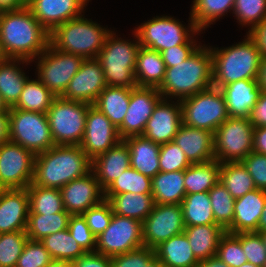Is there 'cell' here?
Returning <instances> with one entry per match:
<instances>
[{
    "label": "cell",
    "instance_id": "1",
    "mask_svg": "<svg viewBox=\"0 0 266 267\" xmlns=\"http://www.w3.org/2000/svg\"><path fill=\"white\" fill-rule=\"evenodd\" d=\"M49 36L27 7L0 11V44L6 58L32 62L48 47Z\"/></svg>",
    "mask_w": 266,
    "mask_h": 267
},
{
    "label": "cell",
    "instance_id": "2",
    "mask_svg": "<svg viewBox=\"0 0 266 267\" xmlns=\"http://www.w3.org/2000/svg\"><path fill=\"white\" fill-rule=\"evenodd\" d=\"M92 160L79 145H54L35 155L32 184L61 189L91 171Z\"/></svg>",
    "mask_w": 266,
    "mask_h": 267
},
{
    "label": "cell",
    "instance_id": "3",
    "mask_svg": "<svg viewBox=\"0 0 266 267\" xmlns=\"http://www.w3.org/2000/svg\"><path fill=\"white\" fill-rule=\"evenodd\" d=\"M213 86L212 54L207 44H201L187 59L166 67L158 88L163 99L182 100Z\"/></svg>",
    "mask_w": 266,
    "mask_h": 267
},
{
    "label": "cell",
    "instance_id": "4",
    "mask_svg": "<svg viewBox=\"0 0 266 267\" xmlns=\"http://www.w3.org/2000/svg\"><path fill=\"white\" fill-rule=\"evenodd\" d=\"M229 47L210 46L212 54L213 87L221 89L229 83L257 79L261 52L248 35Z\"/></svg>",
    "mask_w": 266,
    "mask_h": 267
},
{
    "label": "cell",
    "instance_id": "5",
    "mask_svg": "<svg viewBox=\"0 0 266 267\" xmlns=\"http://www.w3.org/2000/svg\"><path fill=\"white\" fill-rule=\"evenodd\" d=\"M85 14L56 26L49 36V43L62 52L78 55L83 59L96 58L107 36L112 32Z\"/></svg>",
    "mask_w": 266,
    "mask_h": 267
},
{
    "label": "cell",
    "instance_id": "6",
    "mask_svg": "<svg viewBox=\"0 0 266 267\" xmlns=\"http://www.w3.org/2000/svg\"><path fill=\"white\" fill-rule=\"evenodd\" d=\"M135 40L122 39L112 31L106 38L96 59L101 64L107 86L135 88L137 86L134 70L140 43L136 33Z\"/></svg>",
    "mask_w": 266,
    "mask_h": 267
},
{
    "label": "cell",
    "instance_id": "7",
    "mask_svg": "<svg viewBox=\"0 0 266 267\" xmlns=\"http://www.w3.org/2000/svg\"><path fill=\"white\" fill-rule=\"evenodd\" d=\"M136 26L134 32L138 37L140 46L158 52L182 44H202L195 38L202 31L195 27L191 16L188 25L183 24L177 18L162 15L155 16Z\"/></svg>",
    "mask_w": 266,
    "mask_h": 267
},
{
    "label": "cell",
    "instance_id": "8",
    "mask_svg": "<svg viewBox=\"0 0 266 267\" xmlns=\"http://www.w3.org/2000/svg\"><path fill=\"white\" fill-rule=\"evenodd\" d=\"M182 123L215 133L230 116L222 91L210 87L180 100Z\"/></svg>",
    "mask_w": 266,
    "mask_h": 267
},
{
    "label": "cell",
    "instance_id": "9",
    "mask_svg": "<svg viewBox=\"0 0 266 267\" xmlns=\"http://www.w3.org/2000/svg\"><path fill=\"white\" fill-rule=\"evenodd\" d=\"M84 102L56 97L47 111V118L55 145H80L86 125L88 108Z\"/></svg>",
    "mask_w": 266,
    "mask_h": 267
},
{
    "label": "cell",
    "instance_id": "10",
    "mask_svg": "<svg viewBox=\"0 0 266 267\" xmlns=\"http://www.w3.org/2000/svg\"><path fill=\"white\" fill-rule=\"evenodd\" d=\"M9 141L34 155L52 148L54 140L46 113L9 108Z\"/></svg>",
    "mask_w": 266,
    "mask_h": 267
},
{
    "label": "cell",
    "instance_id": "11",
    "mask_svg": "<svg viewBox=\"0 0 266 267\" xmlns=\"http://www.w3.org/2000/svg\"><path fill=\"white\" fill-rule=\"evenodd\" d=\"M254 126L248 118L229 117L214 133L215 160L240 162L253 151Z\"/></svg>",
    "mask_w": 266,
    "mask_h": 267
},
{
    "label": "cell",
    "instance_id": "12",
    "mask_svg": "<svg viewBox=\"0 0 266 267\" xmlns=\"http://www.w3.org/2000/svg\"><path fill=\"white\" fill-rule=\"evenodd\" d=\"M36 60V61H35ZM83 58L56 50L50 43L32 62L36 63V77L56 96L60 97L80 68Z\"/></svg>",
    "mask_w": 266,
    "mask_h": 267
},
{
    "label": "cell",
    "instance_id": "13",
    "mask_svg": "<svg viewBox=\"0 0 266 267\" xmlns=\"http://www.w3.org/2000/svg\"><path fill=\"white\" fill-rule=\"evenodd\" d=\"M143 246L142 222L113 214L109 226L96 237L95 252L112 258Z\"/></svg>",
    "mask_w": 266,
    "mask_h": 267
},
{
    "label": "cell",
    "instance_id": "14",
    "mask_svg": "<svg viewBox=\"0 0 266 267\" xmlns=\"http://www.w3.org/2000/svg\"><path fill=\"white\" fill-rule=\"evenodd\" d=\"M35 155L11 141L0 145V189L27 188L33 179Z\"/></svg>",
    "mask_w": 266,
    "mask_h": 267
},
{
    "label": "cell",
    "instance_id": "15",
    "mask_svg": "<svg viewBox=\"0 0 266 267\" xmlns=\"http://www.w3.org/2000/svg\"><path fill=\"white\" fill-rule=\"evenodd\" d=\"M185 227L180 204H155L142 222L144 247L155 249L162 242L183 233Z\"/></svg>",
    "mask_w": 266,
    "mask_h": 267
},
{
    "label": "cell",
    "instance_id": "16",
    "mask_svg": "<svg viewBox=\"0 0 266 267\" xmlns=\"http://www.w3.org/2000/svg\"><path fill=\"white\" fill-rule=\"evenodd\" d=\"M161 99L158 88L140 86L132 88L127 113L117 128L119 137L123 140L129 136L143 135L146 123Z\"/></svg>",
    "mask_w": 266,
    "mask_h": 267
},
{
    "label": "cell",
    "instance_id": "17",
    "mask_svg": "<svg viewBox=\"0 0 266 267\" xmlns=\"http://www.w3.org/2000/svg\"><path fill=\"white\" fill-rule=\"evenodd\" d=\"M121 140L117 128L111 121L91 105L87 111L84 137L79 145L85 154L93 160L116 146Z\"/></svg>",
    "mask_w": 266,
    "mask_h": 267
},
{
    "label": "cell",
    "instance_id": "18",
    "mask_svg": "<svg viewBox=\"0 0 266 267\" xmlns=\"http://www.w3.org/2000/svg\"><path fill=\"white\" fill-rule=\"evenodd\" d=\"M106 86L99 61L96 58L84 59L61 97L93 105Z\"/></svg>",
    "mask_w": 266,
    "mask_h": 267
},
{
    "label": "cell",
    "instance_id": "19",
    "mask_svg": "<svg viewBox=\"0 0 266 267\" xmlns=\"http://www.w3.org/2000/svg\"><path fill=\"white\" fill-rule=\"evenodd\" d=\"M64 209L70 215H80L104 200V191L93 171L76 178L61 189Z\"/></svg>",
    "mask_w": 266,
    "mask_h": 267
},
{
    "label": "cell",
    "instance_id": "20",
    "mask_svg": "<svg viewBox=\"0 0 266 267\" xmlns=\"http://www.w3.org/2000/svg\"><path fill=\"white\" fill-rule=\"evenodd\" d=\"M182 124L180 100L161 99L146 123L143 135L159 145L173 141Z\"/></svg>",
    "mask_w": 266,
    "mask_h": 267
},
{
    "label": "cell",
    "instance_id": "21",
    "mask_svg": "<svg viewBox=\"0 0 266 267\" xmlns=\"http://www.w3.org/2000/svg\"><path fill=\"white\" fill-rule=\"evenodd\" d=\"M89 1L91 0H29L27 8L51 32L56 26L83 15Z\"/></svg>",
    "mask_w": 266,
    "mask_h": 267
},
{
    "label": "cell",
    "instance_id": "22",
    "mask_svg": "<svg viewBox=\"0 0 266 267\" xmlns=\"http://www.w3.org/2000/svg\"><path fill=\"white\" fill-rule=\"evenodd\" d=\"M28 213L27 188L0 189V233L26 231Z\"/></svg>",
    "mask_w": 266,
    "mask_h": 267
},
{
    "label": "cell",
    "instance_id": "23",
    "mask_svg": "<svg viewBox=\"0 0 266 267\" xmlns=\"http://www.w3.org/2000/svg\"><path fill=\"white\" fill-rule=\"evenodd\" d=\"M173 142L185 153L191 164L215 160L213 153L214 133L208 130L186 126L182 123Z\"/></svg>",
    "mask_w": 266,
    "mask_h": 267
},
{
    "label": "cell",
    "instance_id": "24",
    "mask_svg": "<svg viewBox=\"0 0 266 267\" xmlns=\"http://www.w3.org/2000/svg\"><path fill=\"white\" fill-rule=\"evenodd\" d=\"M265 203L266 191L257 188L235 199L233 222L226 232H256Z\"/></svg>",
    "mask_w": 266,
    "mask_h": 267
},
{
    "label": "cell",
    "instance_id": "25",
    "mask_svg": "<svg viewBox=\"0 0 266 267\" xmlns=\"http://www.w3.org/2000/svg\"><path fill=\"white\" fill-rule=\"evenodd\" d=\"M220 90L224 95L229 116L238 118L249 117L262 92L257 79L238 80Z\"/></svg>",
    "mask_w": 266,
    "mask_h": 267
},
{
    "label": "cell",
    "instance_id": "26",
    "mask_svg": "<svg viewBox=\"0 0 266 267\" xmlns=\"http://www.w3.org/2000/svg\"><path fill=\"white\" fill-rule=\"evenodd\" d=\"M130 167V153L126 143L121 140L116 146L92 160L93 171L104 191L122 172Z\"/></svg>",
    "mask_w": 266,
    "mask_h": 267
},
{
    "label": "cell",
    "instance_id": "27",
    "mask_svg": "<svg viewBox=\"0 0 266 267\" xmlns=\"http://www.w3.org/2000/svg\"><path fill=\"white\" fill-rule=\"evenodd\" d=\"M123 141L129 148L130 167L151 179L160 172L159 144L144 135L129 136Z\"/></svg>",
    "mask_w": 266,
    "mask_h": 267
},
{
    "label": "cell",
    "instance_id": "28",
    "mask_svg": "<svg viewBox=\"0 0 266 267\" xmlns=\"http://www.w3.org/2000/svg\"><path fill=\"white\" fill-rule=\"evenodd\" d=\"M31 63L23 59L12 58H6L0 62V95L9 108L17 103L24 84L29 78L21 65L27 66Z\"/></svg>",
    "mask_w": 266,
    "mask_h": 267
},
{
    "label": "cell",
    "instance_id": "29",
    "mask_svg": "<svg viewBox=\"0 0 266 267\" xmlns=\"http://www.w3.org/2000/svg\"><path fill=\"white\" fill-rule=\"evenodd\" d=\"M112 207L113 214L136 219L143 222L154 209L155 201L152 194H135L131 192L117 195H104Z\"/></svg>",
    "mask_w": 266,
    "mask_h": 267
},
{
    "label": "cell",
    "instance_id": "30",
    "mask_svg": "<svg viewBox=\"0 0 266 267\" xmlns=\"http://www.w3.org/2000/svg\"><path fill=\"white\" fill-rule=\"evenodd\" d=\"M189 245L198 261L216 256L220 238L226 231L218 224L186 226Z\"/></svg>",
    "mask_w": 266,
    "mask_h": 267
},
{
    "label": "cell",
    "instance_id": "31",
    "mask_svg": "<svg viewBox=\"0 0 266 267\" xmlns=\"http://www.w3.org/2000/svg\"><path fill=\"white\" fill-rule=\"evenodd\" d=\"M166 66L161 53L140 46L134 75L137 86L159 88L165 77Z\"/></svg>",
    "mask_w": 266,
    "mask_h": 267
},
{
    "label": "cell",
    "instance_id": "32",
    "mask_svg": "<svg viewBox=\"0 0 266 267\" xmlns=\"http://www.w3.org/2000/svg\"><path fill=\"white\" fill-rule=\"evenodd\" d=\"M154 250L157 259L166 267H196L199 263L184 232L162 242Z\"/></svg>",
    "mask_w": 266,
    "mask_h": 267
},
{
    "label": "cell",
    "instance_id": "33",
    "mask_svg": "<svg viewBox=\"0 0 266 267\" xmlns=\"http://www.w3.org/2000/svg\"><path fill=\"white\" fill-rule=\"evenodd\" d=\"M155 204H181L186 195L184 171L159 172L151 179Z\"/></svg>",
    "mask_w": 266,
    "mask_h": 267
},
{
    "label": "cell",
    "instance_id": "34",
    "mask_svg": "<svg viewBox=\"0 0 266 267\" xmlns=\"http://www.w3.org/2000/svg\"><path fill=\"white\" fill-rule=\"evenodd\" d=\"M131 89L118 86H106L93 104L118 128L127 113Z\"/></svg>",
    "mask_w": 266,
    "mask_h": 267
},
{
    "label": "cell",
    "instance_id": "35",
    "mask_svg": "<svg viewBox=\"0 0 266 267\" xmlns=\"http://www.w3.org/2000/svg\"><path fill=\"white\" fill-rule=\"evenodd\" d=\"M220 179V162L211 160L191 164L184 171L186 194L208 192Z\"/></svg>",
    "mask_w": 266,
    "mask_h": 267
},
{
    "label": "cell",
    "instance_id": "36",
    "mask_svg": "<svg viewBox=\"0 0 266 267\" xmlns=\"http://www.w3.org/2000/svg\"><path fill=\"white\" fill-rule=\"evenodd\" d=\"M190 16L199 31L206 28L229 12L233 13L235 0H193Z\"/></svg>",
    "mask_w": 266,
    "mask_h": 267
},
{
    "label": "cell",
    "instance_id": "37",
    "mask_svg": "<svg viewBox=\"0 0 266 267\" xmlns=\"http://www.w3.org/2000/svg\"><path fill=\"white\" fill-rule=\"evenodd\" d=\"M35 78L27 79L17 103L12 108L47 113L56 96Z\"/></svg>",
    "mask_w": 266,
    "mask_h": 267
},
{
    "label": "cell",
    "instance_id": "38",
    "mask_svg": "<svg viewBox=\"0 0 266 267\" xmlns=\"http://www.w3.org/2000/svg\"><path fill=\"white\" fill-rule=\"evenodd\" d=\"M219 181L234 199L256 189L253 178L241 161L220 163Z\"/></svg>",
    "mask_w": 266,
    "mask_h": 267
},
{
    "label": "cell",
    "instance_id": "39",
    "mask_svg": "<svg viewBox=\"0 0 266 267\" xmlns=\"http://www.w3.org/2000/svg\"><path fill=\"white\" fill-rule=\"evenodd\" d=\"M180 205L185 226L216 224L208 192L186 194Z\"/></svg>",
    "mask_w": 266,
    "mask_h": 267
},
{
    "label": "cell",
    "instance_id": "40",
    "mask_svg": "<svg viewBox=\"0 0 266 267\" xmlns=\"http://www.w3.org/2000/svg\"><path fill=\"white\" fill-rule=\"evenodd\" d=\"M70 216L68 212L28 214L26 227L28 239L41 241L50 234L67 229Z\"/></svg>",
    "mask_w": 266,
    "mask_h": 267
},
{
    "label": "cell",
    "instance_id": "41",
    "mask_svg": "<svg viewBox=\"0 0 266 267\" xmlns=\"http://www.w3.org/2000/svg\"><path fill=\"white\" fill-rule=\"evenodd\" d=\"M29 196L28 214H53L67 212L64 209L60 189L45 188L32 183L27 187Z\"/></svg>",
    "mask_w": 266,
    "mask_h": 267
},
{
    "label": "cell",
    "instance_id": "42",
    "mask_svg": "<svg viewBox=\"0 0 266 267\" xmlns=\"http://www.w3.org/2000/svg\"><path fill=\"white\" fill-rule=\"evenodd\" d=\"M41 243L52 259L74 261L86 253L71 236L68 229L46 236Z\"/></svg>",
    "mask_w": 266,
    "mask_h": 267
},
{
    "label": "cell",
    "instance_id": "43",
    "mask_svg": "<svg viewBox=\"0 0 266 267\" xmlns=\"http://www.w3.org/2000/svg\"><path fill=\"white\" fill-rule=\"evenodd\" d=\"M208 193L215 223L226 231L233 222L235 199L220 181Z\"/></svg>",
    "mask_w": 266,
    "mask_h": 267
},
{
    "label": "cell",
    "instance_id": "44",
    "mask_svg": "<svg viewBox=\"0 0 266 267\" xmlns=\"http://www.w3.org/2000/svg\"><path fill=\"white\" fill-rule=\"evenodd\" d=\"M126 192L151 194V178L129 167L104 190V195H117Z\"/></svg>",
    "mask_w": 266,
    "mask_h": 267
},
{
    "label": "cell",
    "instance_id": "45",
    "mask_svg": "<svg viewBox=\"0 0 266 267\" xmlns=\"http://www.w3.org/2000/svg\"><path fill=\"white\" fill-rule=\"evenodd\" d=\"M232 15L250 32L266 18V0H235Z\"/></svg>",
    "mask_w": 266,
    "mask_h": 267
},
{
    "label": "cell",
    "instance_id": "46",
    "mask_svg": "<svg viewBox=\"0 0 266 267\" xmlns=\"http://www.w3.org/2000/svg\"><path fill=\"white\" fill-rule=\"evenodd\" d=\"M27 240L26 231L0 233V267H15Z\"/></svg>",
    "mask_w": 266,
    "mask_h": 267
},
{
    "label": "cell",
    "instance_id": "47",
    "mask_svg": "<svg viewBox=\"0 0 266 267\" xmlns=\"http://www.w3.org/2000/svg\"><path fill=\"white\" fill-rule=\"evenodd\" d=\"M216 256L229 267H239L248 262L241 241L230 233H225L219 241Z\"/></svg>",
    "mask_w": 266,
    "mask_h": 267
},
{
    "label": "cell",
    "instance_id": "48",
    "mask_svg": "<svg viewBox=\"0 0 266 267\" xmlns=\"http://www.w3.org/2000/svg\"><path fill=\"white\" fill-rule=\"evenodd\" d=\"M159 165L161 172L185 171L191 163L185 153L173 141L160 145Z\"/></svg>",
    "mask_w": 266,
    "mask_h": 267
},
{
    "label": "cell",
    "instance_id": "49",
    "mask_svg": "<svg viewBox=\"0 0 266 267\" xmlns=\"http://www.w3.org/2000/svg\"><path fill=\"white\" fill-rule=\"evenodd\" d=\"M234 235L241 241L247 261L263 267L266 259V247L261 235L257 232H241Z\"/></svg>",
    "mask_w": 266,
    "mask_h": 267
},
{
    "label": "cell",
    "instance_id": "50",
    "mask_svg": "<svg viewBox=\"0 0 266 267\" xmlns=\"http://www.w3.org/2000/svg\"><path fill=\"white\" fill-rule=\"evenodd\" d=\"M51 260L41 241L28 239L15 267H45Z\"/></svg>",
    "mask_w": 266,
    "mask_h": 267
},
{
    "label": "cell",
    "instance_id": "51",
    "mask_svg": "<svg viewBox=\"0 0 266 267\" xmlns=\"http://www.w3.org/2000/svg\"><path fill=\"white\" fill-rule=\"evenodd\" d=\"M67 229L85 252H95L96 236L89 229L82 214L71 215Z\"/></svg>",
    "mask_w": 266,
    "mask_h": 267
},
{
    "label": "cell",
    "instance_id": "52",
    "mask_svg": "<svg viewBox=\"0 0 266 267\" xmlns=\"http://www.w3.org/2000/svg\"><path fill=\"white\" fill-rule=\"evenodd\" d=\"M82 215L89 229L97 237L109 226L113 210L111 204L104 199L100 204L89 208Z\"/></svg>",
    "mask_w": 266,
    "mask_h": 267
},
{
    "label": "cell",
    "instance_id": "53",
    "mask_svg": "<svg viewBox=\"0 0 266 267\" xmlns=\"http://www.w3.org/2000/svg\"><path fill=\"white\" fill-rule=\"evenodd\" d=\"M257 189L266 191V155L252 151L242 161Z\"/></svg>",
    "mask_w": 266,
    "mask_h": 267
},
{
    "label": "cell",
    "instance_id": "54",
    "mask_svg": "<svg viewBox=\"0 0 266 267\" xmlns=\"http://www.w3.org/2000/svg\"><path fill=\"white\" fill-rule=\"evenodd\" d=\"M155 256V250L141 247L111 258L112 267H143Z\"/></svg>",
    "mask_w": 266,
    "mask_h": 267
},
{
    "label": "cell",
    "instance_id": "55",
    "mask_svg": "<svg viewBox=\"0 0 266 267\" xmlns=\"http://www.w3.org/2000/svg\"><path fill=\"white\" fill-rule=\"evenodd\" d=\"M201 44H182L161 51L162 59L166 67L176 66L187 59Z\"/></svg>",
    "mask_w": 266,
    "mask_h": 267
},
{
    "label": "cell",
    "instance_id": "56",
    "mask_svg": "<svg viewBox=\"0 0 266 267\" xmlns=\"http://www.w3.org/2000/svg\"><path fill=\"white\" fill-rule=\"evenodd\" d=\"M75 267H112L111 257L98 252H86L73 261Z\"/></svg>",
    "mask_w": 266,
    "mask_h": 267
},
{
    "label": "cell",
    "instance_id": "57",
    "mask_svg": "<svg viewBox=\"0 0 266 267\" xmlns=\"http://www.w3.org/2000/svg\"><path fill=\"white\" fill-rule=\"evenodd\" d=\"M248 120L255 127H266V92L262 91L259 100L251 109Z\"/></svg>",
    "mask_w": 266,
    "mask_h": 267
},
{
    "label": "cell",
    "instance_id": "58",
    "mask_svg": "<svg viewBox=\"0 0 266 267\" xmlns=\"http://www.w3.org/2000/svg\"><path fill=\"white\" fill-rule=\"evenodd\" d=\"M254 40L261 52V56H266V18L250 32L246 34Z\"/></svg>",
    "mask_w": 266,
    "mask_h": 267
},
{
    "label": "cell",
    "instance_id": "59",
    "mask_svg": "<svg viewBox=\"0 0 266 267\" xmlns=\"http://www.w3.org/2000/svg\"><path fill=\"white\" fill-rule=\"evenodd\" d=\"M253 151L266 155V127H255L253 130Z\"/></svg>",
    "mask_w": 266,
    "mask_h": 267
},
{
    "label": "cell",
    "instance_id": "60",
    "mask_svg": "<svg viewBox=\"0 0 266 267\" xmlns=\"http://www.w3.org/2000/svg\"><path fill=\"white\" fill-rule=\"evenodd\" d=\"M9 141V112L0 113V145Z\"/></svg>",
    "mask_w": 266,
    "mask_h": 267
},
{
    "label": "cell",
    "instance_id": "61",
    "mask_svg": "<svg viewBox=\"0 0 266 267\" xmlns=\"http://www.w3.org/2000/svg\"><path fill=\"white\" fill-rule=\"evenodd\" d=\"M29 0H0V11L27 7Z\"/></svg>",
    "mask_w": 266,
    "mask_h": 267
},
{
    "label": "cell",
    "instance_id": "62",
    "mask_svg": "<svg viewBox=\"0 0 266 267\" xmlns=\"http://www.w3.org/2000/svg\"><path fill=\"white\" fill-rule=\"evenodd\" d=\"M257 82L262 91L266 92V56L261 57L260 67L257 75Z\"/></svg>",
    "mask_w": 266,
    "mask_h": 267
},
{
    "label": "cell",
    "instance_id": "63",
    "mask_svg": "<svg viewBox=\"0 0 266 267\" xmlns=\"http://www.w3.org/2000/svg\"><path fill=\"white\" fill-rule=\"evenodd\" d=\"M196 267H229V266L222 260H220L217 256H213L206 260L199 261Z\"/></svg>",
    "mask_w": 266,
    "mask_h": 267
},
{
    "label": "cell",
    "instance_id": "64",
    "mask_svg": "<svg viewBox=\"0 0 266 267\" xmlns=\"http://www.w3.org/2000/svg\"><path fill=\"white\" fill-rule=\"evenodd\" d=\"M45 267H75L73 261L52 259Z\"/></svg>",
    "mask_w": 266,
    "mask_h": 267
},
{
    "label": "cell",
    "instance_id": "65",
    "mask_svg": "<svg viewBox=\"0 0 266 267\" xmlns=\"http://www.w3.org/2000/svg\"><path fill=\"white\" fill-rule=\"evenodd\" d=\"M256 232H266V203L260 216Z\"/></svg>",
    "mask_w": 266,
    "mask_h": 267
},
{
    "label": "cell",
    "instance_id": "66",
    "mask_svg": "<svg viewBox=\"0 0 266 267\" xmlns=\"http://www.w3.org/2000/svg\"><path fill=\"white\" fill-rule=\"evenodd\" d=\"M143 267H166L162 262H160L156 256H154L145 266Z\"/></svg>",
    "mask_w": 266,
    "mask_h": 267
},
{
    "label": "cell",
    "instance_id": "67",
    "mask_svg": "<svg viewBox=\"0 0 266 267\" xmlns=\"http://www.w3.org/2000/svg\"><path fill=\"white\" fill-rule=\"evenodd\" d=\"M9 107L7 104L3 101L2 96L0 95V113H8Z\"/></svg>",
    "mask_w": 266,
    "mask_h": 267
},
{
    "label": "cell",
    "instance_id": "68",
    "mask_svg": "<svg viewBox=\"0 0 266 267\" xmlns=\"http://www.w3.org/2000/svg\"><path fill=\"white\" fill-rule=\"evenodd\" d=\"M257 233H259L261 235V238H262L264 245L266 247V232H257Z\"/></svg>",
    "mask_w": 266,
    "mask_h": 267
},
{
    "label": "cell",
    "instance_id": "69",
    "mask_svg": "<svg viewBox=\"0 0 266 267\" xmlns=\"http://www.w3.org/2000/svg\"><path fill=\"white\" fill-rule=\"evenodd\" d=\"M5 59H6V56L4 55L3 50L1 48V44H0V62H2Z\"/></svg>",
    "mask_w": 266,
    "mask_h": 267
},
{
    "label": "cell",
    "instance_id": "70",
    "mask_svg": "<svg viewBox=\"0 0 266 267\" xmlns=\"http://www.w3.org/2000/svg\"><path fill=\"white\" fill-rule=\"evenodd\" d=\"M239 267H259V266H256V265H254L252 263H249V262H246V263L242 264Z\"/></svg>",
    "mask_w": 266,
    "mask_h": 267
},
{
    "label": "cell",
    "instance_id": "71",
    "mask_svg": "<svg viewBox=\"0 0 266 267\" xmlns=\"http://www.w3.org/2000/svg\"><path fill=\"white\" fill-rule=\"evenodd\" d=\"M263 267H266V259H265V261H264V265H263Z\"/></svg>",
    "mask_w": 266,
    "mask_h": 267
}]
</instances>
